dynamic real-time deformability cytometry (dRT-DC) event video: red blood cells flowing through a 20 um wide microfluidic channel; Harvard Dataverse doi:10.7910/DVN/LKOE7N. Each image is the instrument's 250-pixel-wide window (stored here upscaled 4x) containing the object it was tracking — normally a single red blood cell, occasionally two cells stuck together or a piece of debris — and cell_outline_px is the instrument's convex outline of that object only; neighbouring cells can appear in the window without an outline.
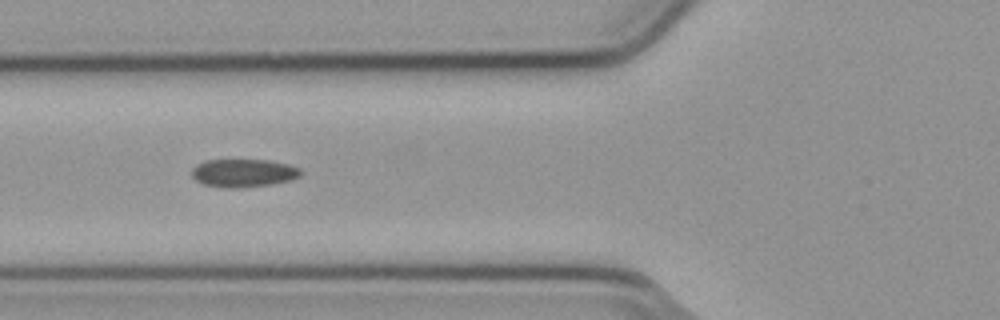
{"species": "common noctule bat (a hibernating species)", "species_latin": "Nyctalus noctula", "temperature_condition": "cold", "stored_images_in_passage": 14, "camera_frame_rate_fps": 3000, "um_per_image_px": 0.085, "animal": {"sex": "male", "body_mass_g": 23.1, "forearm_length_mm": 52.7}, "frame": {"image": 1, "passage_image": 7, "time_ms": 2.0, "image_size_px": [1000, 320], "cell_outline_px": [[300, 176], [288, 180], [268, 184], [236, 188], [228, 188], [204, 184], [196, 180], [192, 176], [192, 168], [196, 164], [204, 160], [268, 160], [288, 164], [300, 168]], "centroid_in_image_um": [20.65, 14.69], "position_along_channel_um": 105.2, "area_um2": 17.57}}
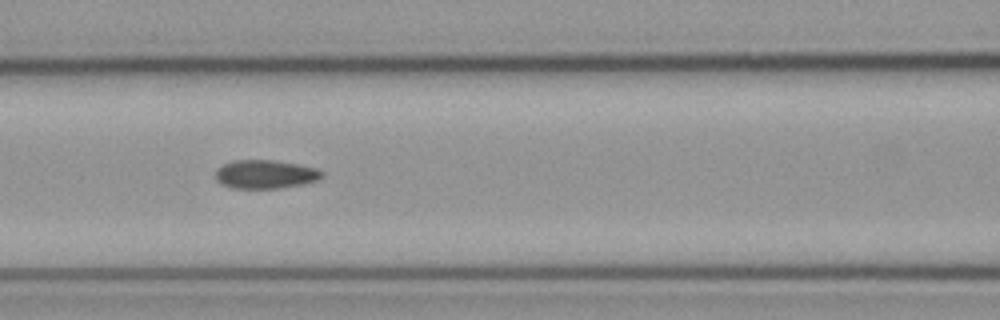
{"frame": {"image": 2, "passage_image": 10, "time_ms": 3.0, "image_size_px": [1000, 320], "cell_outline_px": [[324, 176], [316, 180], [304, 184], [280, 188], [232, 188], [216, 180], [216, 168], [232, 160], [272, 160], [296, 164], [316, 168], [324, 172]], "centroid_in_image_um": [22.56, 14.81], "position_along_channel_um": 144.0, "area_um2": 17.69}}